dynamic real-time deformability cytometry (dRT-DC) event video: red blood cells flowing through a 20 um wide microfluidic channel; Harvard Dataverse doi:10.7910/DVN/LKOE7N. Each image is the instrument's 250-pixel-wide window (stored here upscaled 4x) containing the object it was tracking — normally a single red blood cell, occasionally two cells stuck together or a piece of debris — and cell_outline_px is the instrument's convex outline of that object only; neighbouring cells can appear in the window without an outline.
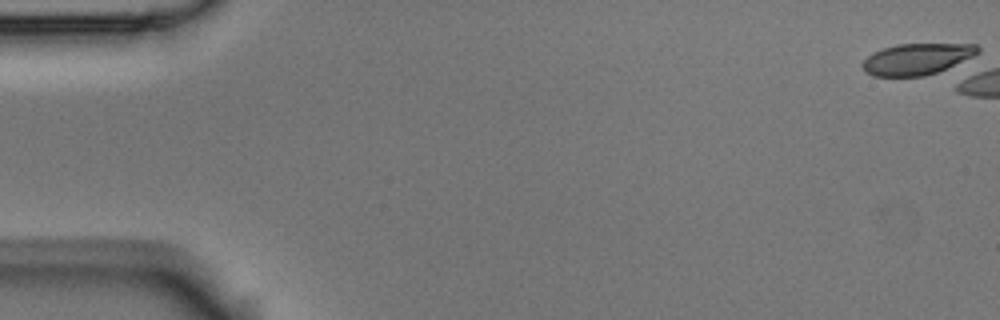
{"species": "Egyptian fruit bat (a non-hibernating species)", "species_latin": "Rousettus aegyptiacus", "temperature_condition": "room temperature", "stored_images_in_passage": 5, "camera_frame_rate_fps": 3000, "um_per_image_px": 0.085, "animal": {"sex": "male"}, "frame": {"image": 1, "passage_image": 1, "time_ms": 0.0, "image_size_px": [1000, 320], "cell_outline_px": [[980, 52], [972, 56], [936, 72], [924, 76], [872, 76], [864, 72], [860, 64], [872, 52], [896, 44], [976, 44], [980, 48]], "centroid_in_image_um": [77.87, 5.01], "position_along_channel_um": 7.1, "area_um2": 20.87}}